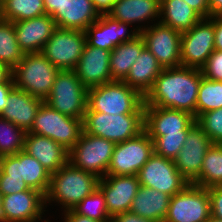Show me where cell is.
Listing matches in <instances>:
<instances>
[{
    "mask_svg": "<svg viewBox=\"0 0 222 222\" xmlns=\"http://www.w3.org/2000/svg\"><path fill=\"white\" fill-rule=\"evenodd\" d=\"M99 179L68 161L57 172L51 174L50 185L45 195L46 208L51 203L57 202L61 211L72 210L85 197L98 189Z\"/></svg>",
    "mask_w": 222,
    "mask_h": 222,
    "instance_id": "7a4b0ae2",
    "label": "cell"
},
{
    "mask_svg": "<svg viewBox=\"0 0 222 222\" xmlns=\"http://www.w3.org/2000/svg\"><path fill=\"white\" fill-rule=\"evenodd\" d=\"M15 88L12 75L5 81L0 83V115L6 108L9 94Z\"/></svg>",
    "mask_w": 222,
    "mask_h": 222,
    "instance_id": "b9f144b4",
    "label": "cell"
},
{
    "mask_svg": "<svg viewBox=\"0 0 222 222\" xmlns=\"http://www.w3.org/2000/svg\"><path fill=\"white\" fill-rule=\"evenodd\" d=\"M85 133L121 143L144 131V114L112 115L86 111L83 119Z\"/></svg>",
    "mask_w": 222,
    "mask_h": 222,
    "instance_id": "5b68a950",
    "label": "cell"
},
{
    "mask_svg": "<svg viewBox=\"0 0 222 222\" xmlns=\"http://www.w3.org/2000/svg\"><path fill=\"white\" fill-rule=\"evenodd\" d=\"M160 5L159 0H114L112 9L107 15L116 21L128 23L131 26L138 24L134 27L141 32L151 24L159 22Z\"/></svg>",
    "mask_w": 222,
    "mask_h": 222,
    "instance_id": "44dd1931",
    "label": "cell"
},
{
    "mask_svg": "<svg viewBox=\"0 0 222 222\" xmlns=\"http://www.w3.org/2000/svg\"><path fill=\"white\" fill-rule=\"evenodd\" d=\"M188 131L166 134L160 137H150L154 144V153L166 159L174 160L179 154Z\"/></svg>",
    "mask_w": 222,
    "mask_h": 222,
    "instance_id": "8d00e7d4",
    "label": "cell"
},
{
    "mask_svg": "<svg viewBox=\"0 0 222 222\" xmlns=\"http://www.w3.org/2000/svg\"><path fill=\"white\" fill-rule=\"evenodd\" d=\"M100 14H107L113 6L114 0H92Z\"/></svg>",
    "mask_w": 222,
    "mask_h": 222,
    "instance_id": "c3c4849f",
    "label": "cell"
},
{
    "mask_svg": "<svg viewBox=\"0 0 222 222\" xmlns=\"http://www.w3.org/2000/svg\"><path fill=\"white\" fill-rule=\"evenodd\" d=\"M72 210L78 215L88 217L99 222H108L112 220L108 214L105 196L99 188L92 194L85 197Z\"/></svg>",
    "mask_w": 222,
    "mask_h": 222,
    "instance_id": "d590c367",
    "label": "cell"
},
{
    "mask_svg": "<svg viewBox=\"0 0 222 222\" xmlns=\"http://www.w3.org/2000/svg\"><path fill=\"white\" fill-rule=\"evenodd\" d=\"M85 44V31L57 27L41 53L59 70H75Z\"/></svg>",
    "mask_w": 222,
    "mask_h": 222,
    "instance_id": "8fae6325",
    "label": "cell"
},
{
    "mask_svg": "<svg viewBox=\"0 0 222 222\" xmlns=\"http://www.w3.org/2000/svg\"><path fill=\"white\" fill-rule=\"evenodd\" d=\"M45 211V195L32 188L2 198V222H42Z\"/></svg>",
    "mask_w": 222,
    "mask_h": 222,
    "instance_id": "2e32d148",
    "label": "cell"
},
{
    "mask_svg": "<svg viewBox=\"0 0 222 222\" xmlns=\"http://www.w3.org/2000/svg\"><path fill=\"white\" fill-rule=\"evenodd\" d=\"M219 108H222V81L209 80L203 76L196 101V119L205 112Z\"/></svg>",
    "mask_w": 222,
    "mask_h": 222,
    "instance_id": "836d02e7",
    "label": "cell"
},
{
    "mask_svg": "<svg viewBox=\"0 0 222 222\" xmlns=\"http://www.w3.org/2000/svg\"><path fill=\"white\" fill-rule=\"evenodd\" d=\"M202 76L209 80L222 81V51L214 50L201 68Z\"/></svg>",
    "mask_w": 222,
    "mask_h": 222,
    "instance_id": "f35d334b",
    "label": "cell"
},
{
    "mask_svg": "<svg viewBox=\"0 0 222 222\" xmlns=\"http://www.w3.org/2000/svg\"><path fill=\"white\" fill-rule=\"evenodd\" d=\"M26 132L0 116V157L24 150Z\"/></svg>",
    "mask_w": 222,
    "mask_h": 222,
    "instance_id": "e575fe53",
    "label": "cell"
},
{
    "mask_svg": "<svg viewBox=\"0 0 222 222\" xmlns=\"http://www.w3.org/2000/svg\"><path fill=\"white\" fill-rule=\"evenodd\" d=\"M100 15L92 0H65L51 17L58 28L85 31Z\"/></svg>",
    "mask_w": 222,
    "mask_h": 222,
    "instance_id": "d4e9b609",
    "label": "cell"
},
{
    "mask_svg": "<svg viewBox=\"0 0 222 222\" xmlns=\"http://www.w3.org/2000/svg\"><path fill=\"white\" fill-rule=\"evenodd\" d=\"M130 24L116 21L107 14L100 17L86 30V43L90 46L112 51L122 42L133 40L140 32Z\"/></svg>",
    "mask_w": 222,
    "mask_h": 222,
    "instance_id": "d6986e66",
    "label": "cell"
},
{
    "mask_svg": "<svg viewBox=\"0 0 222 222\" xmlns=\"http://www.w3.org/2000/svg\"><path fill=\"white\" fill-rule=\"evenodd\" d=\"M24 151L36 158L50 174L57 172L69 161V151L54 140L26 132Z\"/></svg>",
    "mask_w": 222,
    "mask_h": 222,
    "instance_id": "cb8c5ba5",
    "label": "cell"
},
{
    "mask_svg": "<svg viewBox=\"0 0 222 222\" xmlns=\"http://www.w3.org/2000/svg\"><path fill=\"white\" fill-rule=\"evenodd\" d=\"M65 0H44L46 14L52 16L57 9H61Z\"/></svg>",
    "mask_w": 222,
    "mask_h": 222,
    "instance_id": "7dc6e473",
    "label": "cell"
},
{
    "mask_svg": "<svg viewBox=\"0 0 222 222\" xmlns=\"http://www.w3.org/2000/svg\"><path fill=\"white\" fill-rule=\"evenodd\" d=\"M87 101L88 88L77 77L75 70H59L44 102L62 114L84 119Z\"/></svg>",
    "mask_w": 222,
    "mask_h": 222,
    "instance_id": "8992f818",
    "label": "cell"
},
{
    "mask_svg": "<svg viewBox=\"0 0 222 222\" xmlns=\"http://www.w3.org/2000/svg\"><path fill=\"white\" fill-rule=\"evenodd\" d=\"M140 186L155 189L173 196L181 192L189 182L177 170L174 161L155 153L138 173Z\"/></svg>",
    "mask_w": 222,
    "mask_h": 222,
    "instance_id": "4fadbf2b",
    "label": "cell"
},
{
    "mask_svg": "<svg viewBox=\"0 0 222 222\" xmlns=\"http://www.w3.org/2000/svg\"><path fill=\"white\" fill-rule=\"evenodd\" d=\"M144 48L145 42L141 34L133 40L117 45L110 52L109 65L112 80L123 81Z\"/></svg>",
    "mask_w": 222,
    "mask_h": 222,
    "instance_id": "f1b7e54d",
    "label": "cell"
},
{
    "mask_svg": "<svg viewBox=\"0 0 222 222\" xmlns=\"http://www.w3.org/2000/svg\"><path fill=\"white\" fill-rule=\"evenodd\" d=\"M196 123L208 134L212 143L222 144V108L201 114Z\"/></svg>",
    "mask_w": 222,
    "mask_h": 222,
    "instance_id": "74e56055",
    "label": "cell"
},
{
    "mask_svg": "<svg viewBox=\"0 0 222 222\" xmlns=\"http://www.w3.org/2000/svg\"><path fill=\"white\" fill-rule=\"evenodd\" d=\"M2 198L3 195L0 193V220L2 221Z\"/></svg>",
    "mask_w": 222,
    "mask_h": 222,
    "instance_id": "816d5d0a",
    "label": "cell"
},
{
    "mask_svg": "<svg viewBox=\"0 0 222 222\" xmlns=\"http://www.w3.org/2000/svg\"><path fill=\"white\" fill-rule=\"evenodd\" d=\"M62 216L61 217L63 222H99L94 219H90L88 217H84L81 215L76 214L73 210L61 212Z\"/></svg>",
    "mask_w": 222,
    "mask_h": 222,
    "instance_id": "bcb514c9",
    "label": "cell"
},
{
    "mask_svg": "<svg viewBox=\"0 0 222 222\" xmlns=\"http://www.w3.org/2000/svg\"><path fill=\"white\" fill-rule=\"evenodd\" d=\"M170 198L164 192L140 186L130 212L154 222H163L168 213Z\"/></svg>",
    "mask_w": 222,
    "mask_h": 222,
    "instance_id": "83f0119b",
    "label": "cell"
},
{
    "mask_svg": "<svg viewBox=\"0 0 222 222\" xmlns=\"http://www.w3.org/2000/svg\"><path fill=\"white\" fill-rule=\"evenodd\" d=\"M153 154V141L144 130L135 138L115 144L107 175H138Z\"/></svg>",
    "mask_w": 222,
    "mask_h": 222,
    "instance_id": "9c48e42d",
    "label": "cell"
},
{
    "mask_svg": "<svg viewBox=\"0 0 222 222\" xmlns=\"http://www.w3.org/2000/svg\"><path fill=\"white\" fill-rule=\"evenodd\" d=\"M18 46L14 23L0 18V62L12 70L23 58Z\"/></svg>",
    "mask_w": 222,
    "mask_h": 222,
    "instance_id": "d6a6232c",
    "label": "cell"
},
{
    "mask_svg": "<svg viewBox=\"0 0 222 222\" xmlns=\"http://www.w3.org/2000/svg\"><path fill=\"white\" fill-rule=\"evenodd\" d=\"M207 222H222V220L217 219V218H215V217H213V216H210V218L208 219Z\"/></svg>",
    "mask_w": 222,
    "mask_h": 222,
    "instance_id": "f5cc1de1",
    "label": "cell"
},
{
    "mask_svg": "<svg viewBox=\"0 0 222 222\" xmlns=\"http://www.w3.org/2000/svg\"><path fill=\"white\" fill-rule=\"evenodd\" d=\"M13 23L18 46L24 54L41 52L57 28L48 14Z\"/></svg>",
    "mask_w": 222,
    "mask_h": 222,
    "instance_id": "7402d4cb",
    "label": "cell"
},
{
    "mask_svg": "<svg viewBox=\"0 0 222 222\" xmlns=\"http://www.w3.org/2000/svg\"><path fill=\"white\" fill-rule=\"evenodd\" d=\"M140 34L145 47L156 57L163 69L181 66V32L158 22L146 27Z\"/></svg>",
    "mask_w": 222,
    "mask_h": 222,
    "instance_id": "5bb4252c",
    "label": "cell"
},
{
    "mask_svg": "<svg viewBox=\"0 0 222 222\" xmlns=\"http://www.w3.org/2000/svg\"><path fill=\"white\" fill-rule=\"evenodd\" d=\"M0 174L20 176L29 188L44 195L48 191L51 179V174L42 164L24 150L15 155L0 157Z\"/></svg>",
    "mask_w": 222,
    "mask_h": 222,
    "instance_id": "e0dca14e",
    "label": "cell"
},
{
    "mask_svg": "<svg viewBox=\"0 0 222 222\" xmlns=\"http://www.w3.org/2000/svg\"><path fill=\"white\" fill-rule=\"evenodd\" d=\"M86 111L112 115L144 114V97L123 81L113 80L88 88Z\"/></svg>",
    "mask_w": 222,
    "mask_h": 222,
    "instance_id": "3957f363",
    "label": "cell"
},
{
    "mask_svg": "<svg viewBox=\"0 0 222 222\" xmlns=\"http://www.w3.org/2000/svg\"><path fill=\"white\" fill-rule=\"evenodd\" d=\"M83 131V119L62 114L43 102L28 133L46 136L70 151Z\"/></svg>",
    "mask_w": 222,
    "mask_h": 222,
    "instance_id": "52a82bcc",
    "label": "cell"
},
{
    "mask_svg": "<svg viewBox=\"0 0 222 222\" xmlns=\"http://www.w3.org/2000/svg\"><path fill=\"white\" fill-rule=\"evenodd\" d=\"M44 14V0H0V18L6 21H23Z\"/></svg>",
    "mask_w": 222,
    "mask_h": 222,
    "instance_id": "1f68e13d",
    "label": "cell"
},
{
    "mask_svg": "<svg viewBox=\"0 0 222 222\" xmlns=\"http://www.w3.org/2000/svg\"><path fill=\"white\" fill-rule=\"evenodd\" d=\"M114 147V142L83 131L69 151V162L101 179L107 175Z\"/></svg>",
    "mask_w": 222,
    "mask_h": 222,
    "instance_id": "ba28073f",
    "label": "cell"
},
{
    "mask_svg": "<svg viewBox=\"0 0 222 222\" xmlns=\"http://www.w3.org/2000/svg\"><path fill=\"white\" fill-rule=\"evenodd\" d=\"M30 188L23 181V178L16 175L0 174V193L3 196L19 193Z\"/></svg>",
    "mask_w": 222,
    "mask_h": 222,
    "instance_id": "ab89813d",
    "label": "cell"
},
{
    "mask_svg": "<svg viewBox=\"0 0 222 222\" xmlns=\"http://www.w3.org/2000/svg\"><path fill=\"white\" fill-rule=\"evenodd\" d=\"M210 16H222V0H208Z\"/></svg>",
    "mask_w": 222,
    "mask_h": 222,
    "instance_id": "681fc988",
    "label": "cell"
},
{
    "mask_svg": "<svg viewBox=\"0 0 222 222\" xmlns=\"http://www.w3.org/2000/svg\"><path fill=\"white\" fill-rule=\"evenodd\" d=\"M212 144L208 134L197 123L188 130L183 146L173 161L190 184L199 177L203 159Z\"/></svg>",
    "mask_w": 222,
    "mask_h": 222,
    "instance_id": "9a60e30c",
    "label": "cell"
},
{
    "mask_svg": "<svg viewBox=\"0 0 222 222\" xmlns=\"http://www.w3.org/2000/svg\"><path fill=\"white\" fill-rule=\"evenodd\" d=\"M192 184L207 189L222 186V144L213 143L208 148L200 175Z\"/></svg>",
    "mask_w": 222,
    "mask_h": 222,
    "instance_id": "4dcf8cb0",
    "label": "cell"
},
{
    "mask_svg": "<svg viewBox=\"0 0 222 222\" xmlns=\"http://www.w3.org/2000/svg\"><path fill=\"white\" fill-rule=\"evenodd\" d=\"M59 72L41 52L26 53L11 70L15 88L45 101Z\"/></svg>",
    "mask_w": 222,
    "mask_h": 222,
    "instance_id": "277c9868",
    "label": "cell"
},
{
    "mask_svg": "<svg viewBox=\"0 0 222 222\" xmlns=\"http://www.w3.org/2000/svg\"><path fill=\"white\" fill-rule=\"evenodd\" d=\"M11 76V70L0 62V83L5 82Z\"/></svg>",
    "mask_w": 222,
    "mask_h": 222,
    "instance_id": "f907efd6",
    "label": "cell"
},
{
    "mask_svg": "<svg viewBox=\"0 0 222 222\" xmlns=\"http://www.w3.org/2000/svg\"><path fill=\"white\" fill-rule=\"evenodd\" d=\"M202 17L182 0H163L160 5V20L163 25L179 32L190 30Z\"/></svg>",
    "mask_w": 222,
    "mask_h": 222,
    "instance_id": "f546056e",
    "label": "cell"
},
{
    "mask_svg": "<svg viewBox=\"0 0 222 222\" xmlns=\"http://www.w3.org/2000/svg\"><path fill=\"white\" fill-rule=\"evenodd\" d=\"M202 77L201 69L165 68L144 97V106L185 111L196 120V101Z\"/></svg>",
    "mask_w": 222,
    "mask_h": 222,
    "instance_id": "6da1fadb",
    "label": "cell"
},
{
    "mask_svg": "<svg viewBox=\"0 0 222 222\" xmlns=\"http://www.w3.org/2000/svg\"><path fill=\"white\" fill-rule=\"evenodd\" d=\"M162 70L163 67L159 64L156 57L145 47L136 58L123 82L145 97L152 89L155 79Z\"/></svg>",
    "mask_w": 222,
    "mask_h": 222,
    "instance_id": "4316f807",
    "label": "cell"
},
{
    "mask_svg": "<svg viewBox=\"0 0 222 222\" xmlns=\"http://www.w3.org/2000/svg\"><path fill=\"white\" fill-rule=\"evenodd\" d=\"M211 216L222 220V186L208 188Z\"/></svg>",
    "mask_w": 222,
    "mask_h": 222,
    "instance_id": "60d3db41",
    "label": "cell"
},
{
    "mask_svg": "<svg viewBox=\"0 0 222 222\" xmlns=\"http://www.w3.org/2000/svg\"><path fill=\"white\" fill-rule=\"evenodd\" d=\"M44 101L29 93L14 88L9 94L6 108L0 115L12 122L25 132H29L33 126L36 113Z\"/></svg>",
    "mask_w": 222,
    "mask_h": 222,
    "instance_id": "484cf974",
    "label": "cell"
},
{
    "mask_svg": "<svg viewBox=\"0 0 222 222\" xmlns=\"http://www.w3.org/2000/svg\"><path fill=\"white\" fill-rule=\"evenodd\" d=\"M214 49L222 51V16H214Z\"/></svg>",
    "mask_w": 222,
    "mask_h": 222,
    "instance_id": "ee69618b",
    "label": "cell"
},
{
    "mask_svg": "<svg viewBox=\"0 0 222 222\" xmlns=\"http://www.w3.org/2000/svg\"><path fill=\"white\" fill-rule=\"evenodd\" d=\"M196 120L188 112L157 106H144V130L150 137L188 131Z\"/></svg>",
    "mask_w": 222,
    "mask_h": 222,
    "instance_id": "ffe728a7",
    "label": "cell"
},
{
    "mask_svg": "<svg viewBox=\"0 0 222 222\" xmlns=\"http://www.w3.org/2000/svg\"><path fill=\"white\" fill-rule=\"evenodd\" d=\"M112 220L114 222H154L152 220L142 218L130 211L118 214Z\"/></svg>",
    "mask_w": 222,
    "mask_h": 222,
    "instance_id": "f6af8a7d",
    "label": "cell"
},
{
    "mask_svg": "<svg viewBox=\"0 0 222 222\" xmlns=\"http://www.w3.org/2000/svg\"><path fill=\"white\" fill-rule=\"evenodd\" d=\"M210 216L208 189L189 183L181 192L171 196L163 222H207Z\"/></svg>",
    "mask_w": 222,
    "mask_h": 222,
    "instance_id": "30bf717a",
    "label": "cell"
},
{
    "mask_svg": "<svg viewBox=\"0 0 222 222\" xmlns=\"http://www.w3.org/2000/svg\"><path fill=\"white\" fill-rule=\"evenodd\" d=\"M110 52L85 44L75 72L87 88L113 81L109 65Z\"/></svg>",
    "mask_w": 222,
    "mask_h": 222,
    "instance_id": "603a6c76",
    "label": "cell"
},
{
    "mask_svg": "<svg viewBox=\"0 0 222 222\" xmlns=\"http://www.w3.org/2000/svg\"><path fill=\"white\" fill-rule=\"evenodd\" d=\"M214 50V16L181 33V66L201 69Z\"/></svg>",
    "mask_w": 222,
    "mask_h": 222,
    "instance_id": "7c38bea8",
    "label": "cell"
},
{
    "mask_svg": "<svg viewBox=\"0 0 222 222\" xmlns=\"http://www.w3.org/2000/svg\"><path fill=\"white\" fill-rule=\"evenodd\" d=\"M194 9L202 18L210 17V8L208 0H182Z\"/></svg>",
    "mask_w": 222,
    "mask_h": 222,
    "instance_id": "7bdbcfd3",
    "label": "cell"
},
{
    "mask_svg": "<svg viewBox=\"0 0 222 222\" xmlns=\"http://www.w3.org/2000/svg\"><path fill=\"white\" fill-rule=\"evenodd\" d=\"M140 187L137 175H106L99 179L98 188L105 196L109 216L128 212Z\"/></svg>",
    "mask_w": 222,
    "mask_h": 222,
    "instance_id": "ac0fdd59",
    "label": "cell"
}]
</instances>
